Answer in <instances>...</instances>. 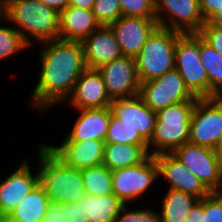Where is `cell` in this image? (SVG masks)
<instances>
[{
    "label": "cell",
    "mask_w": 222,
    "mask_h": 222,
    "mask_svg": "<svg viewBox=\"0 0 222 222\" xmlns=\"http://www.w3.org/2000/svg\"><path fill=\"white\" fill-rule=\"evenodd\" d=\"M41 73L31 92L30 104L46 113L56 104L64 103L86 69L84 48L79 41L61 39L40 43Z\"/></svg>",
    "instance_id": "1"
},
{
    "label": "cell",
    "mask_w": 222,
    "mask_h": 222,
    "mask_svg": "<svg viewBox=\"0 0 222 222\" xmlns=\"http://www.w3.org/2000/svg\"><path fill=\"white\" fill-rule=\"evenodd\" d=\"M4 20L22 35L25 42L43 43L59 39L60 13L39 0H4ZM33 39V40H32Z\"/></svg>",
    "instance_id": "2"
},
{
    "label": "cell",
    "mask_w": 222,
    "mask_h": 222,
    "mask_svg": "<svg viewBox=\"0 0 222 222\" xmlns=\"http://www.w3.org/2000/svg\"><path fill=\"white\" fill-rule=\"evenodd\" d=\"M39 184L50 202L69 204L79 202L85 195L81 170L65 165L47 147H38Z\"/></svg>",
    "instance_id": "3"
},
{
    "label": "cell",
    "mask_w": 222,
    "mask_h": 222,
    "mask_svg": "<svg viewBox=\"0 0 222 222\" xmlns=\"http://www.w3.org/2000/svg\"><path fill=\"white\" fill-rule=\"evenodd\" d=\"M196 101H183L156 113L157 119L151 140L149 155L173 153L189 141L190 122Z\"/></svg>",
    "instance_id": "4"
},
{
    "label": "cell",
    "mask_w": 222,
    "mask_h": 222,
    "mask_svg": "<svg viewBox=\"0 0 222 222\" xmlns=\"http://www.w3.org/2000/svg\"><path fill=\"white\" fill-rule=\"evenodd\" d=\"M182 33L157 27L134 57L140 83L155 79L175 68V45Z\"/></svg>",
    "instance_id": "5"
},
{
    "label": "cell",
    "mask_w": 222,
    "mask_h": 222,
    "mask_svg": "<svg viewBox=\"0 0 222 222\" xmlns=\"http://www.w3.org/2000/svg\"><path fill=\"white\" fill-rule=\"evenodd\" d=\"M175 68L195 97H209V78L200 60L198 33L181 34L177 38Z\"/></svg>",
    "instance_id": "6"
},
{
    "label": "cell",
    "mask_w": 222,
    "mask_h": 222,
    "mask_svg": "<svg viewBox=\"0 0 222 222\" xmlns=\"http://www.w3.org/2000/svg\"><path fill=\"white\" fill-rule=\"evenodd\" d=\"M139 96L155 113L176 103L197 100L176 68L161 77L140 83Z\"/></svg>",
    "instance_id": "7"
},
{
    "label": "cell",
    "mask_w": 222,
    "mask_h": 222,
    "mask_svg": "<svg viewBox=\"0 0 222 222\" xmlns=\"http://www.w3.org/2000/svg\"><path fill=\"white\" fill-rule=\"evenodd\" d=\"M159 179L155 156L149 155L138 165L112 170L113 194L124 204L133 203Z\"/></svg>",
    "instance_id": "8"
},
{
    "label": "cell",
    "mask_w": 222,
    "mask_h": 222,
    "mask_svg": "<svg viewBox=\"0 0 222 222\" xmlns=\"http://www.w3.org/2000/svg\"><path fill=\"white\" fill-rule=\"evenodd\" d=\"M221 133L222 97L197 98L188 142L213 149Z\"/></svg>",
    "instance_id": "9"
},
{
    "label": "cell",
    "mask_w": 222,
    "mask_h": 222,
    "mask_svg": "<svg viewBox=\"0 0 222 222\" xmlns=\"http://www.w3.org/2000/svg\"><path fill=\"white\" fill-rule=\"evenodd\" d=\"M211 192L222 190V161L214 150L187 142L173 153Z\"/></svg>",
    "instance_id": "10"
},
{
    "label": "cell",
    "mask_w": 222,
    "mask_h": 222,
    "mask_svg": "<svg viewBox=\"0 0 222 222\" xmlns=\"http://www.w3.org/2000/svg\"><path fill=\"white\" fill-rule=\"evenodd\" d=\"M159 27L186 33H198L205 24L199 0H155ZM165 15V16H164Z\"/></svg>",
    "instance_id": "11"
},
{
    "label": "cell",
    "mask_w": 222,
    "mask_h": 222,
    "mask_svg": "<svg viewBox=\"0 0 222 222\" xmlns=\"http://www.w3.org/2000/svg\"><path fill=\"white\" fill-rule=\"evenodd\" d=\"M97 70L112 100L139 95L140 81L134 57L122 56Z\"/></svg>",
    "instance_id": "12"
},
{
    "label": "cell",
    "mask_w": 222,
    "mask_h": 222,
    "mask_svg": "<svg viewBox=\"0 0 222 222\" xmlns=\"http://www.w3.org/2000/svg\"><path fill=\"white\" fill-rule=\"evenodd\" d=\"M158 166V177L168 180V189L189 193L199 199L209 196L212 192L204 183L172 153L155 156Z\"/></svg>",
    "instance_id": "13"
},
{
    "label": "cell",
    "mask_w": 222,
    "mask_h": 222,
    "mask_svg": "<svg viewBox=\"0 0 222 222\" xmlns=\"http://www.w3.org/2000/svg\"><path fill=\"white\" fill-rule=\"evenodd\" d=\"M123 56L136 57L151 33L158 27L152 18L121 16L109 25Z\"/></svg>",
    "instance_id": "14"
},
{
    "label": "cell",
    "mask_w": 222,
    "mask_h": 222,
    "mask_svg": "<svg viewBox=\"0 0 222 222\" xmlns=\"http://www.w3.org/2000/svg\"><path fill=\"white\" fill-rule=\"evenodd\" d=\"M112 101L98 70L86 68L64 103L71 104L75 110H81L110 107Z\"/></svg>",
    "instance_id": "15"
},
{
    "label": "cell",
    "mask_w": 222,
    "mask_h": 222,
    "mask_svg": "<svg viewBox=\"0 0 222 222\" xmlns=\"http://www.w3.org/2000/svg\"><path fill=\"white\" fill-rule=\"evenodd\" d=\"M110 108L122 125L138 130L147 142L151 140L157 116L139 95L114 99Z\"/></svg>",
    "instance_id": "16"
},
{
    "label": "cell",
    "mask_w": 222,
    "mask_h": 222,
    "mask_svg": "<svg viewBox=\"0 0 222 222\" xmlns=\"http://www.w3.org/2000/svg\"><path fill=\"white\" fill-rule=\"evenodd\" d=\"M105 141H62L59 146L46 145L65 165L78 170L103 164Z\"/></svg>",
    "instance_id": "17"
},
{
    "label": "cell",
    "mask_w": 222,
    "mask_h": 222,
    "mask_svg": "<svg viewBox=\"0 0 222 222\" xmlns=\"http://www.w3.org/2000/svg\"><path fill=\"white\" fill-rule=\"evenodd\" d=\"M28 164L23 160L15 172L0 182V216H7L39 184L38 170L32 174Z\"/></svg>",
    "instance_id": "18"
},
{
    "label": "cell",
    "mask_w": 222,
    "mask_h": 222,
    "mask_svg": "<svg viewBox=\"0 0 222 222\" xmlns=\"http://www.w3.org/2000/svg\"><path fill=\"white\" fill-rule=\"evenodd\" d=\"M81 43L84 48L85 65L88 69H97L123 56L110 26H100Z\"/></svg>",
    "instance_id": "19"
},
{
    "label": "cell",
    "mask_w": 222,
    "mask_h": 222,
    "mask_svg": "<svg viewBox=\"0 0 222 222\" xmlns=\"http://www.w3.org/2000/svg\"><path fill=\"white\" fill-rule=\"evenodd\" d=\"M78 111L79 116L63 141H85L88 139L105 141L111 108H90Z\"/></svg>",
    "instance_id": "20"
},
{
    "label": "cell",
    "mask_w": 222,
    "mask_h": 222,
    "mask_svg": "<svg viewBox=\"0 0 222 222\" xmlns=\"http://www.w3.org/2000/svg\"><path fill=\"white\" fill-rule=\"evenodd\" d=\"M100 26L92 10L67 6L60 12L59 39L82 42Z\"/></svg>",
    "instance_id": "21"
},
{
    "label": "cell",
    "mask_w": 222,
    "mask_h": 222,
    "mask_svg": "<svg viewBox=\"0 0 222 222\" xmlns=\"http://www.w3.org/2000/svg\"><path fill=\"white\" fill-rule=\"evenodd\" d=\"M148 156V144L105 143L103 165L112 171L138 165Z\"/></svg>",
    "instance_id": "22"
},
{
    "label": "cell",
    "mask_w": 222,
    "mask_h": 222,
    "mask_svg": "<svg viewBox=\"0 0 222 222\" xmlns=\"http://www.w3.org/2000/svg\"><path fill=\"white\" fill-rule=\"evenodd\" d=\"M49 203L44 188L38 184L6 217L12 222H42Z\"/></svg>",
    "instance_id": "23"
},
{
    "label": "cell",
    "mask_w": 222,
    "mask_h": 222,
    "mask_svg": "<svg viewBox=\"0 0 222 222\" xmlns=\"http://www.w3.org/2000/svg\"><path fill=\"white\" fill-rule=\"evenodd\" d=\"M89 222H115L125 205L114 194L92 196L86 194L80 201Z\"/></svg>",
    "instance_id": "24"
},
{
    "label": "cell",
    "mask_w": 222,
    "mask_h": 222,
    "mask_svg": "<svg viewBox=\"0 0 222 222\" xmlns=\"http://www.w3.org/2000/svg\"><path fill=\"white\" fill-rule=\"evenodd\" d=\"M166 191L162 198L160 221L185 222L188 214L200 199L178 190L167 189Z\"/></svg>",
    "instance_id": "25"
},
{
    "label": "cell",
    "mask_w": 222,
    "mask_h": 222,
    "mask_svg": "<svg viewBox=\"0 0 222 222\" xmlns=\"http://www.w3.org/2000/svg\"><path fill=\"white\" fill-rule=\"evenodd\" d=\"M199 54L209 78V97H222V57L200 36Z\"/></svg>",
    "instance_id": "26"
},
{
    "label": "cell",
    "mask_w": 222,
    "mask_h": 222,
    "mask_svg": "<svg viewBox=\"0 0 222 222\" xmlns=\"http://www.w3.org/2000/svg\"><path fill=\"white\" fill-rule=\"evenodd\" d=\"M81 175L86 194L92 196L113 194L112 171L103 164L81 169Z\"/></svg>",
    "instance_id": "27"
},
{
    "label": "cell",
    "mask_w": 222,
    "mask_h": 222,
    "mask_svg": "<svg viewBox=\"0 0 222 222\" xmlns=\"http://www.w3.org/2000/svg\"><path fill=\"white\" fill-rule=\"evenodd\" d=\"M105 143L148 144L138 130H135L133 127L122 125L120 119L115 117L112 111Z\"/></svg>",
    "instance_id": "28"
},
{
    "label": "cell",
    "mask_w": 222,
    "mask_h": 222,
    "mask_svg": "<svg viewBox=\"0 0 222 222\" xmlns=\"http://www.w3.org/2000/svg\"><path fill=\"white\" fill-rule=\"evenodd\" d=\"M28 47L29 45L14 26L2 27L0 25V60L11 57V55H15L20 51L22 52Z\"/></svg>",
    "instance_id": "29"
},
{
    "label": "cell",
    "mask_w": 222,
    "mask_h": 222,
    "mask_svg": "<svg viewBox=\"0 0 222 222\" xmlns=\"http://www.w3.org/2000/svg\"><path fill=\"white\" fill-rule=\"evenodd\" d=\"M122 16L152 18L156 21L155 0H119Z\"/></svg>",
    "instance_id": "30"
},
{
    "label": "cell",
    "mask_w": 222,
    "mask_h": 222,
    "mask_svg": "<svg viewBox=\"0 0 222 222\" xmlns=\"http://www.w3.org/2000/svg\"><path fill=\"white\" fill-rule=\"evenodd\" d=\"M92 12L101 26H109L122 16L119 0H95Z\"/></svg>",
    "instance_id": "31"
},
{
    "label": "cell",
    "mask_w": 222,
    "mask_h": 222,
    "mask_svg": "<svg viewBox=\"0 0 222 222\" xmlns=\"http://www.w3.org/2000/svg\"><path fill=\"white\" fill-rule=\"evenodd\" d=\"M128 205L125 204L118 216L116 217L115 222H161L159 211H154L153 209H136L128 210Z\"/></svg>",
    "instance_id": "32"
},
{
    "label": "cell",
    "mask_w": 222,
    "mask_h": 222,
    "mask_svg": "<svg viewBox=\"0 0 222 222\" xmlns=\"http://www.w3.org/2000/svg\"><path fill=\"white\" fill-rule=\"evenodd\" d=\"M222 222V193L212 192L203 198V221Z\"/></svg>",
    "instance_id": "33"
},
{
    "label": "cell",
    "mask_w": 222,
    "mask_h": 222,
    "mask_svg": "<svg viewBox=\"0 0 222 222\" xmlns=\"http://www.w3.org/2000/svg\"><path fill=\"white\" fill-rule=\"evenodd\" d=\"M198 34L222 57V27L206 21Z\"/></svg>",
    "instance_id": "34"
},
{
    "label": "cell",
    "mask_w": 222,
    "mask_h": 222,
    "mask_svg": "<svg viewBox=\"0 0 222 222\" xmlns=\"http://www.w3.org/2000/svg\"><path fill=\"white\" fill-rule=\"evenodd\" d=\"M62 222H89L80 202L63 204Z\"/></svg>",
    "instance_id": "35"
},
{
    "label": "cell",
    "mask_w": 222,
    "mask_h": 222,
    "mask_svg": "<svg viewBox=\"0 0 222 222\" xmlns=\"http://www.w3.org/2000/svg\"><path fill=\"white\" fill-rule=\"evenodd\" d=\"M199 3L205 21H210L222 8V0H199Z\"/></svg>",
    "instance_id": "36"
},
{
    "label": "cell",
    "mask_w": 222,
    "mask_h": 222,
    "mask_svg": "<svg viewBox=\"0 0 222 222\" xmlns=\"http://www.w3.org/2000/svg\"><path fill=\"white\" fill-rule=\"evenodd\" d=\"M63 204L50 202L42 222H62Z\"/></svg>",
    "instance_id": "37"
},
{
    "label": "cell",
    "mask_w": 222,
    "mask_h": 222,
    "mask_svg": "<svg viewBox=\"0 0 222 222\" xmlns=\"http://www.w3.org/2000/svg\"><path fill=\"white\" fill-rule=\"evenodd\" d=\"M203 221V198L200 199L188 214L185 222H202Z\"/></svg>",
    "instance_id": "38"
},
{
    "label": "cell",
    "mask_w": 222,
    "mask_h": 222,
    "mask_svg": "<svg viewBox=\"0 0 222 222\" xmlns=\"http://www.w3.org/2000/svg\"><path fill=\"white\" fill-rule=\"evenodd\" d=\"M50 8L55 9L59 13L68 6V0H39Z\"/></svg>",
    "instance_id": "39"
},
{
    "label": "cell",
    "mask_w": 222,
    "mask_h": 222,
    "mask_svg": "<svg viewBox=\"0 0 222 222\" xmlns=\"http://www.w3.org/2000/svg\"><path fill=\"white\" fill-rule=\"evenodd\" d=\"M95 0H68V6L92 10Z\"/></svg>",
    "instance_id": "40"
},
{
    "label": "cell",
    "mask_w": 222,
    "mask_h": 222,
    "mask_svg": "<svg viewBox=\"0 0 222 222\" xmlns=\"http://www.w3.org/2000/svg\"><path fill=\"white\" fill-rule=\"evenodd\" d=\"M213 150L216 156L218 157V159L222 161V133H221L220 138L216 142Z\"/></svg>",
    "instance_id": "41"
},
{
    "label": "cell",
    "mask_w": 222,
    "mask_h": 222,
    "mask_svg": "<svg viewBox=\"0 0 222 222\" xmlns=\"http://www.w3.org/2000/svg\"><path fill=\"white\" fill-rule=\"evenodd\" d=\"M210 22L222 27V8L216 13V15L210 20Z\"/></svg>",
    "instance_id": "42"
},
{
    "label": "cell",
    "mask_w": 222,
    "mask_h": 222,
    "mask_svg": "<svg viewBox=\"0 0 222 222\" xmlns=\"http://www.w3.org/2000/svg\"><path fill=\"white\" fill-rule=\"evenodd\" d=\"M4 20V6H0V21Z\"/></svg>",
    "instance_id": "43"
},
{
    "label": "cell",
    "mask_w": 222,
    "mask_h": 222,
    "mask_svg": "<svg viewBox=\"0 0 222 222\" xmlns=\"http://www.w3.org/2000/svg\"><path fill=\"white\" fill-rule=\"evenodd\" d=\"M0 222H12L6 216H0Z\"/></svg>",
    "instance_id": "44"
},
{
    "label": "cell",
    "mask_w": 222,
    "mask_h": 222,
    "mask_svg": "<svg viewBox=\"0 0 222 222\" xmlns=\"http://www.w3.org/2000/svg\"><path fill=\"white\" fill-rule=\"evenodd\" d=\"M0 6H4V4H3V1H2V0H0Z\"/></svg>",
    "instance_id": "45"
}]
</instances>
